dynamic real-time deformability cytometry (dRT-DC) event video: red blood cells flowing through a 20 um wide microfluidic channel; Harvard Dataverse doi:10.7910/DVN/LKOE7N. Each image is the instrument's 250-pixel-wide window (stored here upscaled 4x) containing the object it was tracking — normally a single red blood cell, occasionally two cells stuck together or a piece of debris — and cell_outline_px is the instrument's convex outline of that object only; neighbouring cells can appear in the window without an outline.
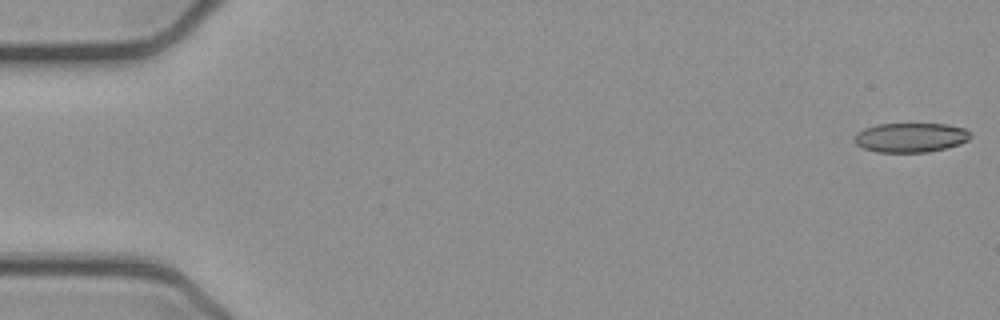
{"species": "common noctule bat (a hibernating species)", "species_latin": "Nyctalus noctula", "temperature_condition": "cold", "stored_images_in_passage": 6, "camera_frame_rate_fps": 3000, "um_per_image_px": 0.085, "animal": {"sex": "female", "body_mass_g": 21.9}, "frame": {"image": 1, "passage_image": 1, "time_ms": 0.0, "image_size_px": [1000, 320], "cell_outline_px": [[972, 136], [968, 140], [960, 144], [948, 148], [928, 152], [876, 152], [864, 148], [856, 144], [852, 140], [856, 132], [864, 128], [876, 124], [948, 124], [964, 128], [972, 132]], "centroid_in_image_um": [77.41, 11.69], "position_along_channel_um": 7.6, "area_um2": 20.23}}